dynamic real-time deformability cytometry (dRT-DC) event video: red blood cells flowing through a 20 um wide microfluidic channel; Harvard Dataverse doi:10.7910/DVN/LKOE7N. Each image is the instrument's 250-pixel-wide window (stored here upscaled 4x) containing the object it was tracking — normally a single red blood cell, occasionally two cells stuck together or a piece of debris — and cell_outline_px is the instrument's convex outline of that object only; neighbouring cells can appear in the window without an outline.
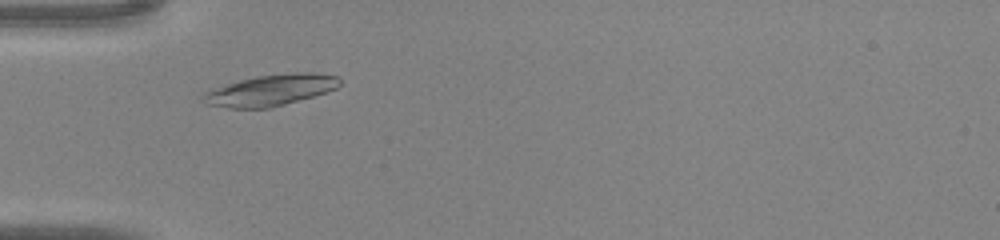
{"species": "common noctule bat (a hibernating species)", "species_latin": "Nyctalus noctula", "temperature_condition": "warm", "stored_images_in_passage": 38, "camera_frame_rate_fps": 3000, "um_per_image_px": 0.085, "animal": {"sex": "male", "body_mass_g": 20.0, "forearm_length_mm": 53.3}, "frame": {"image": 1, "passage_image": 7, "time_ms": 2.0, "image_size_px": [1000, 240], "cell_outline_px": [[340, 84], [336, 88], [312, 96], [284, 104], [268, 108], [228, 108], [204, 104], [200, 96], [204, 92], [240, 80], [260, 76], [296, 72], [312, 72], [336, 76], [340, 80]], "centroid_in_image_um": [22.96, 7.67], "position_along_channel_um": 62.0, "area_um2": 24.39}}
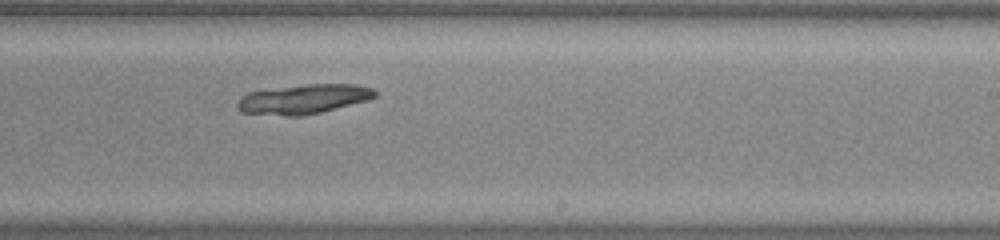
{"frame": {"image": 2, "passage_image": 21, "time_ms": 6.667, "image_size_px": [1000, 240], "cell_outline_px": [[376, 96], [368, 100], [320, 112], [300, 116], [284, 116], [240, 112], [236, 108], [236, 104], [240, 96], [248, 92], [308, 84], [356, 84], [372, 88], [376, 92]], "centroid_in_image_um": [25.77, 8.43], "position_along_channel_um": 263.2, "area_um2": 23.58}}
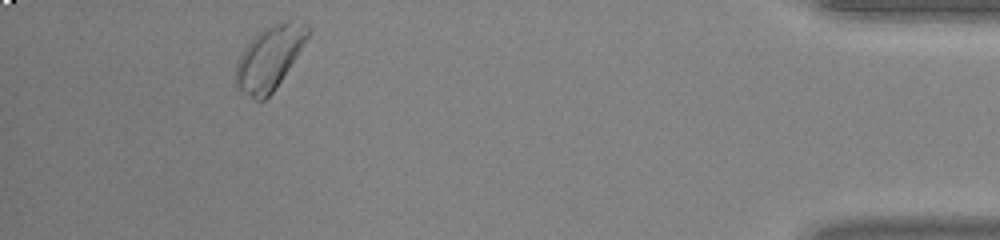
{"frame": {"image": 3, "passage_image": 35, "time_ms": 11.333, "image_size_px": [1000, 240], "cell_outline_px": [[312, 32], [276, 88], [264, 100], [256, 100], [240, 92], [236, 88], [236, 64], [244, 48], [264, 28], [296, 16], [308, 24]], "centroid_in_image_um": [22.96, 4.87], "position_along_channel_um": 412.2, "area_um2": 26.88}}